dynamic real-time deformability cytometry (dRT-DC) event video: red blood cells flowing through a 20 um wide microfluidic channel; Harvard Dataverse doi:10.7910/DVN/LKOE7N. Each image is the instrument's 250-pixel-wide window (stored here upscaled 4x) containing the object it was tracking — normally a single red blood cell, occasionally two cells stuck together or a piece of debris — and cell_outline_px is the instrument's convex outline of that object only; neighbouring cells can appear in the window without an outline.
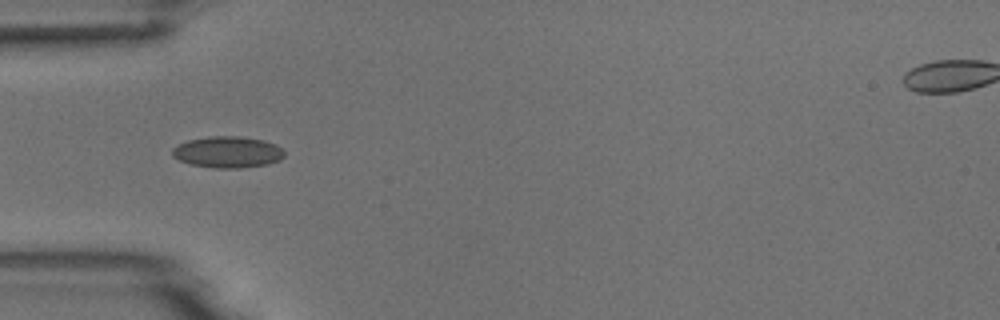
{"species": "common noctule bat (a hibernating species)", "species_latin": "Nyctalus noctula", "temperature_condition": "room temperature", "stored_images_in_passage": 9, "camera_frame_rate_fps": 3000, "um_per_image_px": 0.085, "animal": {"sex": "male", "body_mass_g": 18.8}, "frame": {"image": 1, "passage_image": 4, "time_ms": 3.333, "image_size_px": [1000, 320], "cell_outline_px": [[284, 156], [280, 160], [268, 164], [240, 168], [212, 168], [192, 164], [180, 160], [172, 156], [172, 148], [188, 140], [212, 136], [236, 136], [260, 140], [276, 144], [284, 152]], "centroid_in_image_um": [19.35, 12.94], "position_along_channel_um": 65.7, "area_um2": 20.29}}